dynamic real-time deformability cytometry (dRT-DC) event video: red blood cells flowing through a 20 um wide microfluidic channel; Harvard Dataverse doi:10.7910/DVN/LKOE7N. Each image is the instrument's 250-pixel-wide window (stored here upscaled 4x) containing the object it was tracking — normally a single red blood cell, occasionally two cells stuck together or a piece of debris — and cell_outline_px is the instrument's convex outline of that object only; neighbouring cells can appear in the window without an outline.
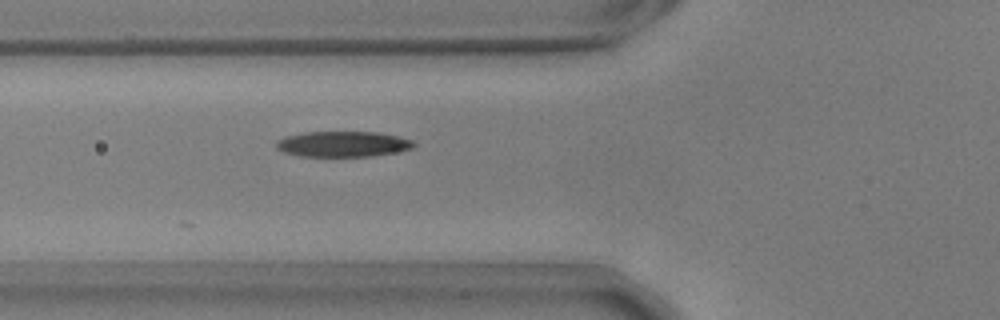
{"species": "common noctule bat (a hibernating species)", "species_latin": "Nyctalus noctula", "temperature_condition": "warm", "stored_images_in_passage": 16, "camera_frame_rate_fps": 3000, "um_per_image_px": 0.085, "animal": {"sex": "male", "body_mass_g": 17.9, "forearm_length_mm": 54.2}, "frame": {"image": 1, "passage_image": 4, "time_ms": 1.0, "image_size_px": [1000, 320], "cell_outline_px": [[416, 144], [412, 148], [372, 156], [300, 156], [284, 152], [276, 148], [276, 140], [284, 136], [304, 132], [376, 132], [396, 136], [412, 140]], "centroid_in_image_um": [29.08, 12.24], "position_along_channel_um": 96.7, "area_um2": 20.35}}
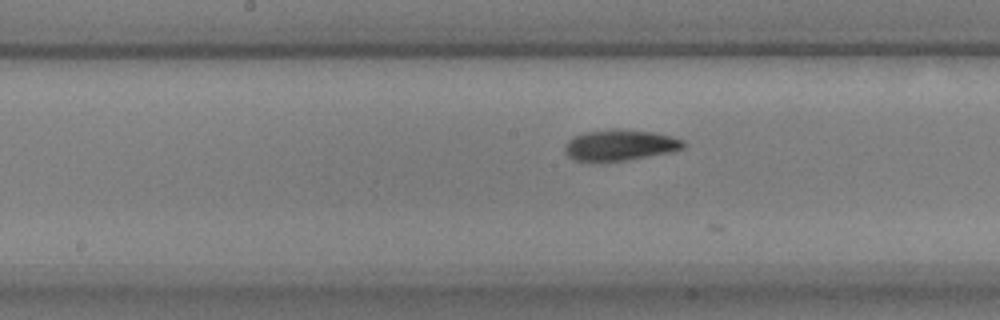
{"frame": {"image": 2, "passage_image": 12, "time_ms": 3.667, "image_size_px": [1000, 320], "cell_outline_px": [[688, 144], [684, 148], [676, 152], [628, 160], [576, 160], [568, 156], [564, 152], [564, 144], [568, 140], [584, 132], [612, 128], [656, 132], [672, 136], [684, 140]], "centroid_in_image_um": [52.79, 12.32], "position_along_channel_um": 195.4, "area_um2": 21.68}}
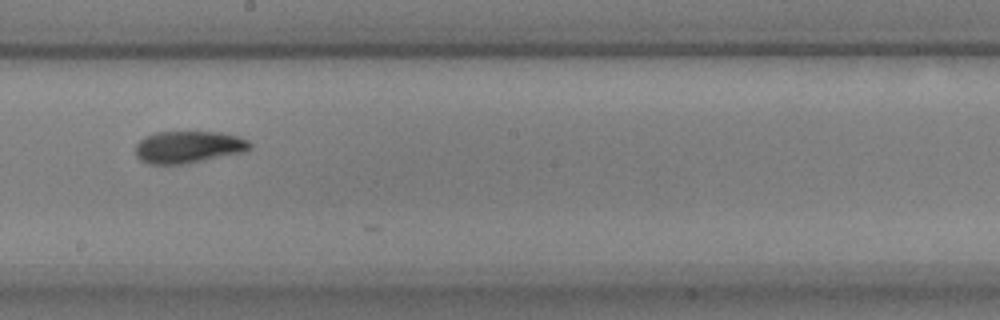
{"frame": {"image": 3, "passage_image": 15, "time_ms": 4.667, "image_size_px": [1000, 320], "cell_outline_px": [[252, 148], [244, 152], [188, 164], [148, 164], [140, 160], [136, 156], [136, 144], [144, 136], [156, 132], [220, 132], [240, 136], [248, 140], [252, 144]], "centroid_in_image_um": [16.04, 12.5], "position_along_channel_um": 232.2, "area_um2": 21.73}}